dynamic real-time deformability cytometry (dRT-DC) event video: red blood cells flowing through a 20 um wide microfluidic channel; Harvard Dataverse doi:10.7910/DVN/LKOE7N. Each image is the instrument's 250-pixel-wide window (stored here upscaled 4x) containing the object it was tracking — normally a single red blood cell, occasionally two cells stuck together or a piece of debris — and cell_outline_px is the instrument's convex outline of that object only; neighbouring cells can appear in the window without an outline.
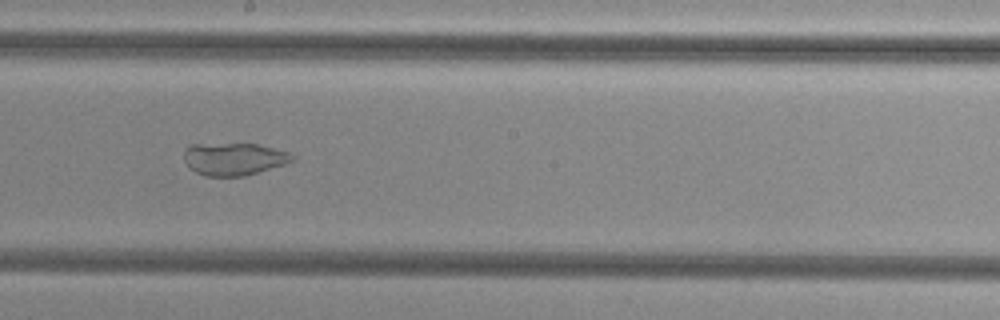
{"species": "common noctule bat (a hibernating species)", "species_latin": "Nyctalus noctula", "temperature_condition": "cold", "stored_images_in_passage": 49, "camera_frame_rate_fps": 3000, "um_per_image_px": 0.085, "animal": {"sex": "female", "body_mass_g": 29.2, "forearm_length_mm": 56.3}, "frame": {"image": 1, "passage_image": 26, "time_ms": 8.333, "image_size_px": [1000, 320], "cell_outline_px": [[296, 156], [292, 160], [284, 164], [244, 176], [204, 176], [188, 168], [184, 160], [184, 152], [192, 144], [256, 144], [292, 152]], "centroid_in_image_um": [19.88, 13.51], "position_along_channel_um": 228.3, "area_um2": 20.46}}
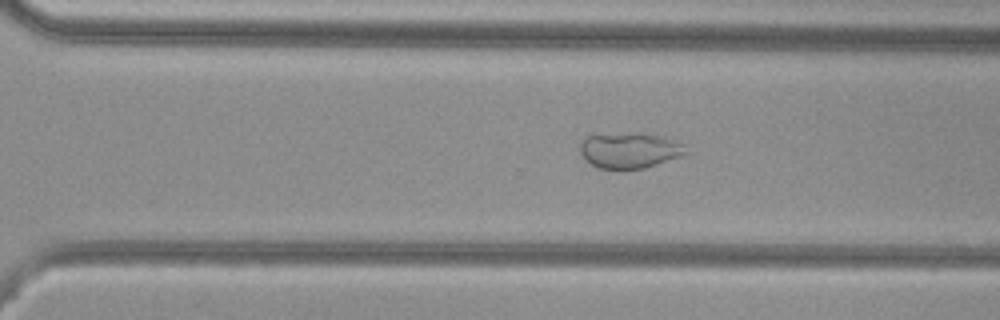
{"frame": {"image": 2, "passage_image": 33, "time_ms": 10.667, "image_size_px": [1000, 320], "cell_outline_px": [[684, 156], [644, 168], [596, 168], [584, 160], [580, 152], [580, 140], [584, 136], [592, 132], [640, 132], [660, 136], [672, 140], [680, 144], [684, 152]], "centroid_in_image_um": [53.37, 12.73], "position_along_channel_um": 317.2, "area_um2": 22.48}}
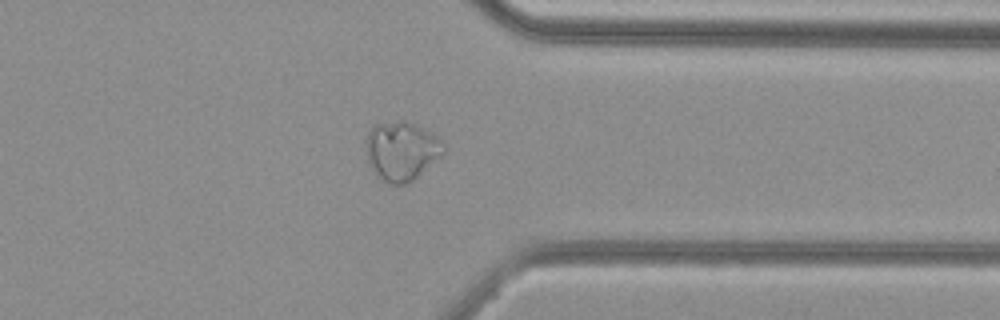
{"frame": {"image": 3, "passage_image": 38, "time_ms": 12.333, "image_size_px": [1000, 320], "cell_outline_px": [[444, 152], [440, 156], [412, 180], [404, 184], [392, 184], [384, 180], [376, 172], [368, 160], [364, 140], [368, 132], [376, 124], [396, 120], [404, 120], [428, 128], [444, 144]], "centroid_in_image_um": [34.13, 12.76], "position_along_channel_um": 377.3, "area_um2": 26.41}, "authors_computed_cell_mechanics": {"area_um2": 27.6862, "velocity_mm_per_s": 3.8151, "shape_relaxation_time_tau1_ms": null, "shape_relaxation_time_tau2_ms": 1.5043, "deformation_change_tau1": null, "deformation_change_tau2": 0.0637}}